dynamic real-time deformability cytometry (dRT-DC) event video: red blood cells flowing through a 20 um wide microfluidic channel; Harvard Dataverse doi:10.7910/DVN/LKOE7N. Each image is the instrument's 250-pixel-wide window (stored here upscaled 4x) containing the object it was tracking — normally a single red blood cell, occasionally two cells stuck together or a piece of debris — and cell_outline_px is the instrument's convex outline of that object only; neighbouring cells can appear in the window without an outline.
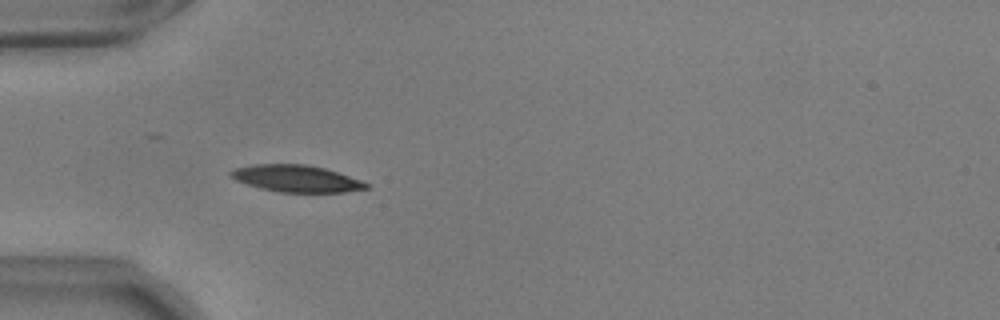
{"species": "common noctule bat (a hibernating species)", "species_latin": "Nyctalus noctula", "temperature_condition": "warm", "stored_images_in_passage": 39, "camera_frame_rate_fps": 3000, "um_per_image_px": 0.085, "animal": {"sex": "male", "body_mass_g": 17.9, "forearm_length_mm": 54.2}, "frame": {"image": 1, "passage_image": 1, "time_ms": 0.0, "image_size_px": [1000, 320], "cell_outline_px": [[368, 188], [344, 192], [280, 192], [260, 188], [236, 180], [228, 176], [228, 172], [236, 168], [252, 164], [304, 164], [324, 168], [360, 180], [368, 184]], "centroid_in_image_um": [25.13, 15.17], "position_along_channel_um": 59.9, "area_um2": 20.98}}
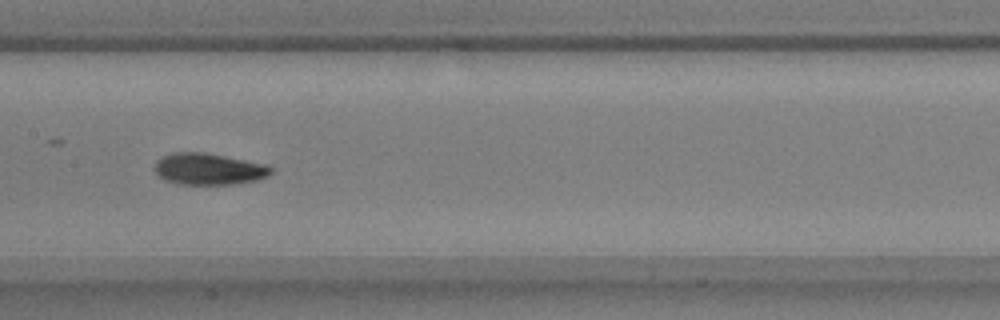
{"frame": {"image": 2, "passage_image": 12, "time_ms": 3.667, "image_size_px": [1000, 320], "cell_outline_px": [[272, 172], [268, 176], [256, 180], [236, 184], [180, 184], [164, 180], [156, 176], [156, 160], [172, 152], [204, 152], [264, 164], [272, 168]], "centroid_in_image_um": [17.71, 14.37], "position_along_channel_um": 189.7, "area_um2": 21.27}}
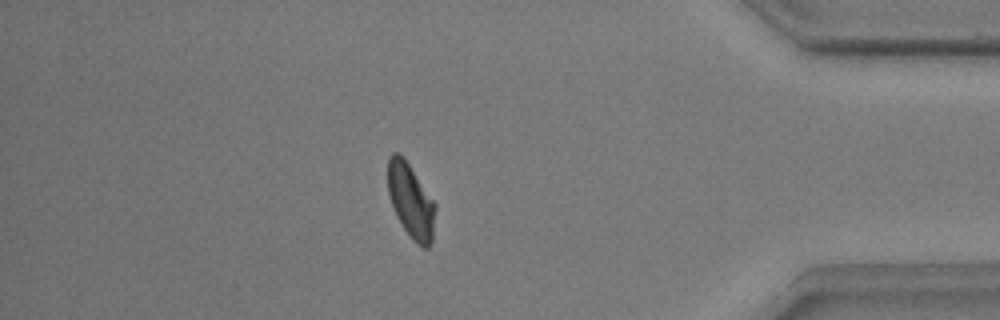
{"frame": {"image": 3, "passage_image": 32, "time_ms": 10.333, "image_size_px": [1000, 320], "cell_outline_px": [[436, 208], [432, 240], [428, 248], [424, 248], [416, 244], [412, 240], [396, 216], [388, 192], [388, 156], [392, 152], [396, 152], [404, 156], [436, 204]], "centroid_in_image_um": [34.92, 17.06], "position_along_channel_um": 400.3, "area_um2": 20.69}, "authors_computed_cell_mechanics": {"area_um2": 21.1548, "velocity_mm_per_s": 3.6613, "shape_relaxation_time_tau1_ms": 2.0499, "shape_relaxation_time_tau2_ms": 2.7158, "deformation_change_tau1": 0.1453, "deformation_change_tau2": 0.0802}}